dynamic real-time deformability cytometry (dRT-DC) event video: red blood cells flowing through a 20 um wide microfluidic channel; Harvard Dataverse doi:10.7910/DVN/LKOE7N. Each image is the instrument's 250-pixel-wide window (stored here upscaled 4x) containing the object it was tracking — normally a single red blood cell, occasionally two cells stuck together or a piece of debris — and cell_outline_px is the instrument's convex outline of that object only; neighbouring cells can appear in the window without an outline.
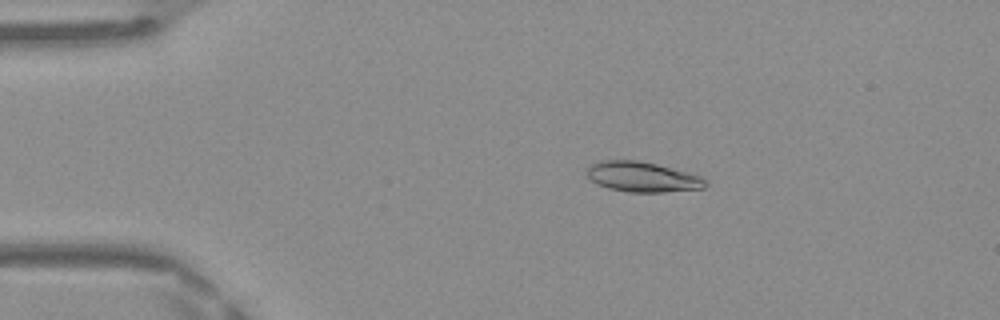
{"species": "Egyptian fruit bat (a non-hibernating species)", "species_latin": "Rousettus aegyptiacus", "temperature_condition": "warm", "stored_images_in_passage": 48, "camera_frame_rate_fps": 3000, "um_per_image_px": 0.085, "frame": {"image": 1, "passage_image": 9, "time_ms": 2.667, "image_size_px": [1000, 320], "cell_outline_px": [[708, 184], [704, 188], [664, 192], [628, 192], [608, 188], [596, 184], [588, 176], [588, 168], [592, 164], [600, 160], [640, 160], [704, 176], [708, 180]], "centroid_in_image_um": [54.66, 15.04], "position_along_channel_um": 30.3, "area_um2": 20.98}}
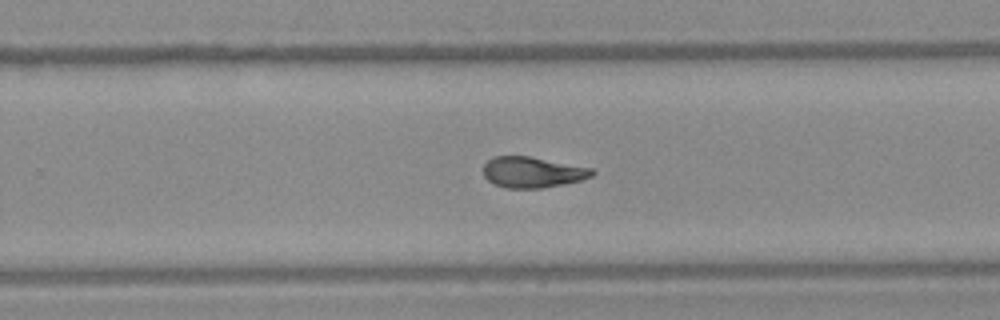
{"frame": {"image": 2, "passage_image": 31, "time_ms": 10.0, "image_size_px": [1000, 320], "cell_outline_px": [[596, 172], [592, 176], [580, 180], [564, 184], [540, 188], [504, 188], [488, 180], [484, 176], [484, 164], [492, 156], [528, 156], [592, 168]], "centroid_in_image_um": [45.25, 14.64], "position_along_channel_um": 284.5, "area_um2": 19.42}}
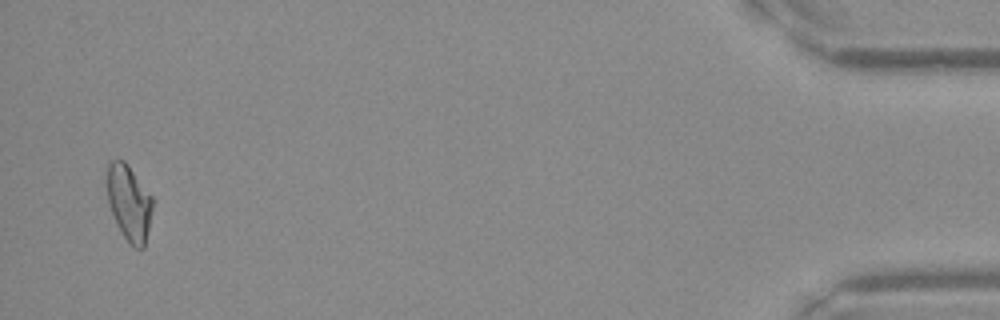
{"frame": {"image": 3, "passage_image": 47, "time_ms": 15.333, "image_size_px": [1000, 320], "cell_outline_px": [[152, 208], [144, 248], [136, 248], [124, 236], [116, 224], [108, 200], [108, 164], [112, 160], [124, 160], [128, 164], [152, 196]], "centroid_in_image_um": [10.98, 17.21], "position_along_channel_um": 424.2, "area_um2": 19.59}, "authors_computed_cell_mechanics": {"area_um2": 19.941, "velocity_mm_per_s": 4.1902, "shape_relaxation_time_tau1_ms": 11.3105, "shape_relaxation_time_tau2_ms": 3.0887, "deformation_change_tau1": 0.2607, "deformation_change_tau2": 0.094}}